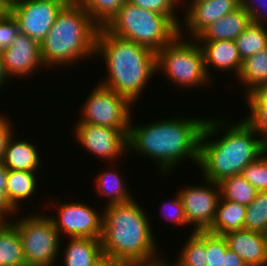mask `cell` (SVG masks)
Wrapping results in <instances>:
<instances>
[{
  "label": "cell",
  "mask_w": 267,
  "mask_h": 266,
  "mask_svg": "<svg viewBox=\"0 0 267 266\" xmlns=\"http://www.w3.org/2000/svg\"><path fill=\"white\" fill-rule=\"evenodd\" d=\"M33 214V215H32ZM30 213L11 223L17 228L27 266H56L62 242L48 214ZM19 219V220H18Z\"/></svg>",
  "instance_id": "cell-8"
},
{
  "label": "cell",
  "mask_w": 267,
  "mask_h": 266,
  "mask_svg": "<svg viewBox=\"0 0 267 266\" xmlns=\"http://www.w3.org/2000/svg\"><path fill=\"white\" fill-rule=\"evenodd\" d=\"M2 62L8 78L31 77L45 65L43 64L40 44L25 34H18L10 47L3 50ZM35 71V72H34ZM12 76V77H10Z\"/></svg>",
  "instance_id": "cell-14"
},
{
  "label": "cell",
  "mask_w": 267,
  "mask_h": 266,
  "mask_svg": "<svg viewBox=\"0 0 267 266\" xmlns=\"http://www.w3.org/2000/svg\"><path fill=\"white\" fill-rule=\"evenodd\" d=\"M228 248L247 266H267V235L250 230H234L224 234Z\"/></svg>",
  "instance_id": "cell-16"
},
{
  "label": "cell",
  "mask_w": 267,
  "mask_h": 266,
  "mask_svg": "<svg viewBox=\"0 0 267 266\" xmlns=\"http://www.w3.org/2000/svg\"><path fill=\"white\" fill-rule=\"evenodd\" d=\"M248 116L244 120L254 129L267 147V103H247Z\"/></svg>",
  "instance_id": "cell-33"
},
{
  "label": "cell",
  "mask_w": 267,
  "mask_h": 266,
  "mask_svg": "<svg viewBox=\"0 0 267 266\" xmlns=\"http://www.w3.org/2000/svg\"><path fill=\"white\" fill-rule=\"evenodd\" d=\"M184 243L176 261L168 264L170 266H206V231L191 232Z\"/></svg>",
  "instance_id": "cell-26"
},
{
  "label": "cell",
  "mask_w": 267,
  "mask_h": 266,
  "mask_svg": "<svg viewBox=\"0 0 267 266\" xmlns=\"http://www.w3.org/2000/svg\"><path fill=\"white\" fill-rule=\"evenodd\" d=\"M92 266H125L120 260L103 254Z\"/></svg>",
  "instance_id": "cell-42"
},
{
  "label": "cell",
  "mask_w": 267,
  "mask_h": 266,
  "mask_svg": "<svg viewBox=\"0 0 267 266\" xmlns=\"http://www.w3.org/2000/svg\"><path fill=\"white\" fill-rule=\"evenodd\" d=\"M152 266H170V264H168V261L165 259L163 262Z\"/></svg>",
  "instance_id": "cell-47"
},
{
  "label": "cell",
  "mask_w": 267,
  "mask_h": 266,
  "mask_svg": "<svg viewBox=\"0 0 267 266\" xmlns=\"http://www.w3.org/2000/svg\"><path fill=\"white\" fill-rule=\"evenodd\" d=\"M241 176L258 192L267 191V151L257 160L248 164L241 173Z\"/></svg>",
  "instance_id": "cell-31"
},
{
  "label": "cell",
  "mask_w": 267,
  "mask_h": 266,
  "mask_svg": "<svg viewBox=\"0 0 267 266\" xmlns=\"http://www.w3.org/2000/svg\"><path fill=\"white\" fill-rule=\"evenodd\" d=\"M2 52H3V49L0 47V55L2 54Z\"/></svg>",
  "instance_id": "cell-49"
},
{
  "label": "cell",
  "mask_w": 267,
  "mask_h": 266,
  "mask_svg": "<svg viewBox=\"0 0 267 266\" xmlns=\"http://www.w3.org/2000/svg\"><path fill=\"white\" fill-rule=\"evenodd\" d=\"M8 77L4 71L3 62H2V56L0 55V92L3 90V88L8 85ZM7 83V84H6ZM3 87V88H2Z\"/></svg>",
  "instance_id": "cell-43"
},
{
  "label": "cell",
  "mask_w": 267,
  "mask_h": 266,
  "mask_svg": "<svg viewBox=\"0 0 267 266\" xmlns=\"http://www.w3.org/2000/svg\"><path fill=\"white\" fill-rule=\"evenodd\" d=\"M96 56L106 64V78L102 77L99 83L126 97L133 105L157 75L156 52L119 38L104 27L98 30L95 51V58H98Z\"/></svg>",
  "instance_id": "cell-4"
},
{
  "label": "cell",
  "mask_w": 267,
  "mask_h": 266,
  "mask_svg": "<svg viewBox=\"0 0 267 266\" xmlns=\"http://www.w3.org/2000/svg\"><path fill=\"white\" fill-rule=\"evenodd\" d=\"M227 249L224 235L206 231V266H223Z\"/></svg>",
  "instance_id": "cell-32"
},
{
  "label": "cell",
  "mask_w": 267,
  "mask_h": 266,
  "mask_svg": "<svg viewBox=\"0 0 267 266\" xmlns=\"http://www.w3.org/2000/svg\"><path fill=\"white\" fill-rule=\"evenodd\" d=\"M62 249V266H92L103 255L101 240L96 238H69Z\"/></svg>",
  "instance_id": "cell-20"
},
{
  "label": "cell",
  "mask_w": 267,
  "mask_h": 266,
  "mask_svg": "<svg viewBox=\"0 0 267 266\" xmlns=\"http://www.w3.org/2000/svg\"><path fill=\"white\" fill-rule=\"evenodd\" d=\"M187 5L179 32L186 31L190 39H195L209 25L238 8L239 0H190Z\"/></svg>",
  "instance_id": "cell-15"
},
{
  "label": "cell",
  "mask_w": 267,
  "mask_h": 266,
  "mask_svg": "<svg viewBox=\"0 0 267 266\" xmlns=\"http://www.w3.org/2000/svg\"><path fill=\"white\" fill-rule=\"evenodd\" d=\"M16 214V215H15ZM20 213L16 212L6 198V185H0V220L8 221L9 217H15ZM12 215V216H11ZM8 218V219H7Z\"/></svg>",
  "instance_id": "cell-39"
},
{
  "label": "cell",
  "mask_w": 267,
  "mask_h": 266,
  "mask_svg": "<svg viewBox=\"0 0 267 266\" xmlns=\"http://www.w3.org/2000/svg\"><path fill=\"white\" fill-rule=\"evenodd\" d=\"M5 116L6 114H0V162H2L4 156L6 140L14 132L13 122Z\"/></svg>",
  "instance_id": "cell-38"
},
{
  "label": "cell",
  "mask_w": 267,
  "mask_h": 266,
  "mask_svg": "<svg viewBox=\"0 0 267 266\" xmlns=\"http://www.w3.org/2000/svg\"><path fill=\"white\" fill-rule=\"evenodd\" d=\"M8 169L0 162V185L7 184Z\"/></svg>",
  "instance_id": "cell-44"
},
{
  "label": "cell",
  "mask_w": 267,
  "mask_h": 266,
  "mask_svg": "<svg viewBox=\"0 0 267 266\" xmlns=\"http://www.w3.org/2000/svg\"><path fill=\"white\" fill-rule=\"evenodd\" d=\"M93 20L104 27L127 0H75Z\"/></svg>",
  "instance_id": "cell-30"
},
{
  "label": "cell",
  "mask_w": 267,
  "mask_h": 266,
  "mask_svg": "<svg viewBox=\"0 0 267 266\" xmlns=\"http://www.w3.org/2000/svg\"><path fill=\"white\" fill-rule=\"evenodd\" d=\"M236 78L246 90L242 97H246L267 82V48L243 60Z\"/></svg>",
  "instance_id": "cell-25"
},
{
  "label": "cell",
  "mask_w": 267,
  "mask_h": 266,
  "mask_svg": "<svg viewBox=\"0 0 267 266\" xmlns=\"http://www.w3.org/2000/svg\"><path fill=\"white\" fill-rule=\"evenodd\" d=\"M37 172L8 170L6 198L10 206L18 213L22 202L35 196L38 177ZM37 176V177H36Z\"/></svg>",
  "instance_id": "cell-21"
},
{
  "label": "cell",
  "mask_w": 267,
  "mask_h": 266,
  "mask_svg": "<svg viewBox=\"0 0 267 266\" xmlns=\"http://www.w3.org/2000/svg\"><path fill=\"white\" fill-rule=\"evenodd\" d=\"M138 203L133 199L102 208L103 254L120 260L125 266L156 265L163 262L165 256L160 255L150 216Z\"/></svg>",
  "instance_id": "cell-3"
},
{
  "label": "cell",
  "mask_w": 267,
  "mask_h": 266,
  "mask_svg": "<svg viewBox=\"0 0 267 266\" xmlns=\"http://www.w3.org/2000/svg\"><path fill=\"white\" fill-rule=\"evenodd\" d=\"M100 26L75 0H69L59 11L53 26L40 43L45 68L73 66L95 57ZM84 58V59H83Z\"/></svg>",
  "instance_id": "cell-5"
},
{
  "label": "cell",
  "mask_w": 267,
  "mask_h": 266,
  "mask_svg": "<svg viewBox=\"0 0 267 266\" xmlns=\"http://www.w3.org/2000/svg\"><path fill=\"white\" fill-rule=\"evenodd\" d=\"M184 35L179 32L170 43L156 52V73L167 77L169 83L178 86L177 89L196 90L197 87L211 85L214 81L206 73L200 45L195 39L185 40L189 37Z\"/></svg>",
  "instance_id": "cell-7"
},
{
  "label": "cell",
  "mask_w": 267,
  "mask_h": 266,
  "mask_svg": "<svg viewBox=\"0 0 267 266\" xmlns=\"http://www.w3.org/2000/svg\"><path fill=\"white\" fill-rule=\"evenodd\" d=\"M69 0H24L10 7L20 33L41 43L53 26L57 14Z\"/></svg>",
  "instance_id": "cell-13"
},
{
  "label": "cell",
  "mask_w": 267,
  "mask_h": 266,
  "mask_svg": "<svg viewBox=\"0 0 267 266\" xmlns=\"http://www.w3.org/2000/svg\"><path fill=\"white\" fill-rule=\"evenodd\" d=\"M87 93L86 101L82 103L80 120L76 123H88L119 129L128 135L130 120L132 119L133 104L124 96L101 85H94Z\"/></svg>",
  "instance_id": "cell-9"
},
{
  "label": "cell",
  "mask_w": 267,
  "mask_h": 266,
  "mask_svg": "<svg viewBox=\"0 0 267 266\" xmlns=\"http://www.w3.org/2000/svg\"><path fill=\"white\" fill-rule=\"evenodd\" d=\"M244 98L246 103H267V82L261 84L251 94Z\"/></svg>",
  "instance_id": "cell-40"
},
{
  "label": "cell",
  "mask_w": 267,
  "mask_h": 266,
  "mask_svg": "<svg viewBox=\"0 0 267 266\" xmlns=\"http://www.w3.org/2000/svg\"><path fill=\"white\" fill-rule=\"evenodd\" d=\"M234 42L243 61L267 48V26L251 22Z\"/></svg>",
  "instance_id": "cell-28"
},
{
  "label": "cell",
  "mask_w": 267,
  "mask_h": 266,
  "mask_svg": "<svg viewBox=\"0 0 267 266\" xmlns=\"http://www.w3.org/2000/svg\"><path fill=\"white\" fill-rule=\"evenodd\" d=\"M176 193V196L172 198L173 200L171 199V201L169 202H163L164 206L162 205L161 211L163 212L164 216L162 217L165 218L168 222L174 223L176 226H188L189 224L187 223L184 207L182 205L178 192Z\"/></svg>",
  "instance_id": "cell-35"
},
{
  "label": "cell",
  "mask_w": 267,
  "mask_h": 266,
  "mask_svg": "<svg viewBox=\"0 0 267 266\" xmlns=\"http://www.w3.org/2000/svg\"><path fill=\"white\" fill-rule=\"evenodd\" d=\"M9 12V6L3 0H0V19L5 17Z\"/></svg>",
  "instance_id": "cell-45"
},
{
  "label": "cell",
  "mask_w": 267,
  "mask_h": 266,
  "mask_svg": "<svg viewBox=\"0 0 267 266\" xmlns=\"http://www.w3.org/2000/svg\"><path fill=\"white\" fill-rule=\"evenodd\" d=\"M68 202V203H67ZM60 202L49 203L57 209L56 216L48 215L57 232L68 238H96L101 239L103 212H98L93 206L83 202ZM59 211V212H58ZM64 234V235H62Z\"/></svg>",
  "instance_id": "cell-10"
},
{
  "label": "cell",
  "mask_w": 267,
  "mask_h": 266,
  "mask_svg": "<svg viewBox=\"0 0 267 266\" xmlns=\"http://www.w3.org/2000/svg\"><path fill=\"white\" fill-rule=\"evenodd\" d=\"M178 4H180V7H183L184 3L186 2L187 4V1L188 0H175ZM190 1V0H189ZM183 4V5H182Z\"/></svg>",
  "instance_id": "cell-48"
},
{
  "label": "cell",
  "mask_w": 267,
  "mask_h": 266,
  "mask_svg": "<svg viewBox=\"0 0 267 266\" xmlns=\"http://www.w3.org/2000/svg\"><path fill=\"white\" fill-rule=\"evenodd\" d=\"M14 137L16 135L12 132L7 138L1 163L8 170L38 172L42 160L37 146L29 142V139H22L21 137L16 139Z\"/></svg>",
  "instance_id": "cell-18"
},
{
  "label": "cell",
  "mask_w": 267,
  "mask_h": 266,
  "mask_svg": "<svg viewBox=\"0 0 267 266\" xmlns=\"http://www.w3.org/2000/svg\"><path fill=\"white\" fill-rule=\"evenodd\" d=\"M202 180L200 186H184L178 191L187 223L194 227L190 232L207 231L210 228L221 198L218 183Z\"/></svg>",
  "instance_id": "cell-12"
},
{
  "label": "cell",
  "mask_w": 267,
  "mask_h": 266,
  "mask_svg": "<svg viewBox=\"0 0 267 266\" xmlns=\"http://www.w3.org/2000/svg\"><path fill=\"white\" fill-rule=\"evenodd\" d=\"M250 15L238 7L220 20L205 28L196 38L197 42H213L221 40L234 41L251 24Z\"/></svg>",
  "instance_id": "cell-19"
},
{
  "label": "cell",
  "mask_w": 267,
  "mask_h": 266,
  "mask_svg": "<svg viewBox=\"0 0 267 266\" xmlns=\"http://www.w3.org/2000/svg\"><path fill=\"white\" fill-rule=\"evenodd\" d=\"M218 185L221 198L245 206H248L258 193L241 175L224 178Z\"/></svg>",
  "instance_id": "cell-27"
},
{
  "label": "cell",
  "mask_w": 267,
  "mask_h": 266,
  "mask_svg": "<svg viewBox=\"0 0 267 266\" xmlns=\"http://www.w3.org/2000/svg\"><path fill=\"white\" fill-rule=\"evenodd\" d=\"M228 122L226 118L206 117L199 140L197 166L201 169V177L214 183L241 175L248 164L267 151L261 138L243 118L235 123ZM222 131L223 135L216 137ZM213 135L216 138L213 139Z\"/></svg>",
  "instance_id": "cell-1"
},
{
  "label": "cell",
  "mask_w": 267,
  "mask_h": 266,
  "mask_svg": "<svg viewBox=\"0 0 267 266\" xmlns=\"http://www.w3.org/2000/svg\"><path fill=\"white\" fill-rule=\"evenodd\" d=\"M72 131L75 139L91 155L100 160L118 161L123 154H128L127 134L119 129L97 126L88 123H76Z\"/></svg>",
  "instance_id": "cell-11"
},
{
  "label": "cell",
  "mask_w": 267,
  "mask_h": 266,
  "mask_svg": "<svg viewBox=\"0 0 267 266\" xmlns=\"http://www.w3.org/2000/svg\"><path fill=\"white\" fill-rule=\"evenodd\" d=\"M183 116H172L137 126L130 120L128 152L153 160L163 177L170 176L168 174L172 169L188 159L197 167L199 140L206 118Z\"/></svg>",
  "instance_id": "cell-2"
},
{
  "label": "cell",
  "mask_w": 267,
  "mask_h": 266,
  "mask_svg": "<svg viewBox=\"0 0 267 266\" xmlns=\"http://www.w3.org/2000/svg\"><path fill=\"white\" fill-rule=\"evenodd\" d=\"M246 209L245 205L220 198L214 221L207 231L224 235L230 231L244 229Z\"/></svg>",
  "instance_id": "cell-23"
},
{
  "label": "cell",
  "mask_w": 267,
  "mask_h": 266,
  "mask_svg": "<svg viewBox=\"0 0 267 266\" xmlns=\"http://www.w3.org/2000/svg\"><path fill=\"white\" fill-rule=\"evenodd\" d=\"M106 170L97 173L98 175L94 181V188L98 194L107 198V203L104 207L133 200L134 197L129 189H127L128 187L125 184L126 180L121 176L120 172L108 167Z\"/></svg>",
  "instance_id": "cell-22"
},
{
  "label": "cell",
  "mask_w": 267,
  "mask_h": 266,
  "mask_svg": "<svg viewBox=\"0 0 267 266\" xmlns=\"http://www.w3.org/2000/svg\"><path fill=\"white\" fill-rule=\"evenodd\" d=\"M239 6L250 15L253 23L267 26V0H239Z\"/></svg>",
  "instance_id": "cell-37"
},
{
  "label": "cell",
  "mask_w": 267,
  "mask_h": 266,
  "mask_svg": "<svg viewBox=\"0 0 267 266\" xmlns=\"http://www.w3.org/2000/svg\"><path fill=\"white\" fill-rule=\"evenodd\" d=\"M246 208L244 229L267 235V191L258 192Z\"/></svg>",
  "instance_id": "cell-29"
},
{
  "label": "cell",
  "mask_w": 267,
  "mask_h": 266,
  "mask_svg": "<svg viewBox=\"0 0 267 266\" xmlns=\"http://www.w3.org/2000/svg\"><path fill=\"white\" fill-rule=\"evenodd\" d=\"M202 50L204 56V65L207 75L212 79L210 69L214 68L221 72H233L238 76L242 59L239 55L238 49L234 41L221 40L213 42H197ZM212 67V68H211Z\"/></svg>",
  "instance_id": "cell-17"
},
{
  "label": "cell",
  "mask_w": 267,
  "mask_h": 266,
  "mask_svg": "<svg viewBox=\"0 0 267 266\" xmlns=\"http://www.w3.org/2000/svg\"><path fill=\"white\" fill-rule=\"evenodd\" d=\"M0 266H27L18 230L10 220L0 223Z\"/></svg>",
  "instance_id": "cell-24"
},
{
  "label": "cell",
  "mask_w": 267,
  "mask_h": 266,
  "mask_svg": "<svg viewBox=\"0 0 267 266\" xmlns=\"http://www.w3.org/2000/svg\"><path fill=\"white\" fill-rule=\"evenodd\" d=\"M223 266H247L242 258H240L235 252L229 248L226 250L224 255Z\"/></svg>",
  "instance_id": "cell-41"
},
{
  "label": "cell",
  "mask_w": 267,
  "mask_h": 266,
  "mask_svg": "<svg viewBox=\"0 0 267 266\" xmlns=\"http://www.w3.org/2000/svg\"><path fill=\"white\" fill-rule=\"evenodd\" d=\"M8 6H9V8L12 6V5H14V4H16V3H18V2H21V1H24V0H3Z\"/></svg>",
  "instance_id": "cell-46"
},
{
  "label": "cell",
  "mask_w": 267,
  "mask_h": 266,
  "mask_svg": "<svg viewBox=\"0 0 267 266\" xmlns=\"http://www.w3.org/2000/svg\"><path fill=\"white\" fill-rule=\"evenodd\" d=\"M18 34H20L18 22L9 12L0 19V47L3 50L10 47Z\"/></svg>",
  "instance_id": "cell-36"
},
{
  "label": "cell",
  "mask_w": 267,
  "mask_h": 266,
  "mask_svg": "<svg viewBox=\"0 0 267 266\" xmlns=\"http://www.w3.org/2000/svg\"><path fill=\"white\" fill-rule=\"evenodd\" d=\"M128 3L166 15L178 28L181 19L176 13L179 4L175 0H127ZM176 8V9H175ZM177 15V16H176Z\"/></svg>",
  "instance_id": "cell-34"
},
{
  "label": "cell",
  "mask_w": 267,
  "mask_h": 266,
  "mask_svg": "<svg viewBox=\"0 0 267 266\" xmlns=\"http://www.w3.org/2000/svg\"><path fill=\"white\" fill-rule=\"evenodd\" d=\"M113 35L158 52L178 34L179 28L164 14L127 1L104 26Z\"/></svg>",
  "instance_id": "cell-6"
}]
</instances>
